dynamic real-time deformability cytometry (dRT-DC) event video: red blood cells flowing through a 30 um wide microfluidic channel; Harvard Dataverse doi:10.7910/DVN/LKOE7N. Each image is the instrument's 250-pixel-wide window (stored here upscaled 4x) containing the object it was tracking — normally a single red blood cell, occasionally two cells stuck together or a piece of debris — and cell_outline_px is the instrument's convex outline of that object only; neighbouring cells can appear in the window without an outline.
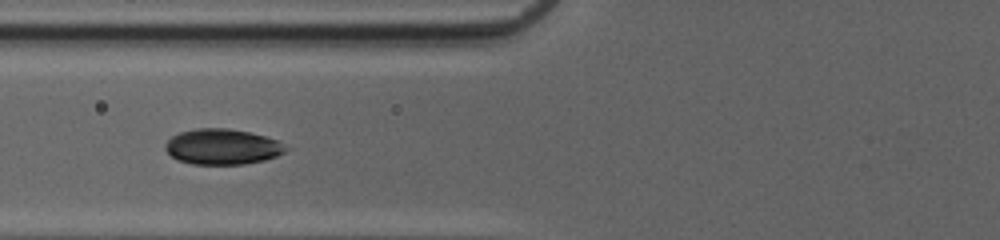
{"species": "common noctule bat (a hibernating species)", "species_latin": "Nyctalus noctula", "temperature_condition": "cold", "stored_images_in_passage": 35, "camera_frame_rate_fps": 3000, "um_per_image_px": 0.085, "animal": {"sex": "female", "body_mass_g": 20.0, "forearm_length_mm": 54.0}, "frame": {"image": 1, "passage_image": 7, "time_ms": 2.0, "image_size_px": [1000, 240], "cell_outline_px": [[292, 148], [276, 156], [264, 160], [244, 164], [192, 164], [176, 160], [164, 148], [164, 144], [172, 136], [180, 132], [196, 128], [228, 128], [248, 132], [264, 136], [276, 140]], "centroid_in_image_um": [18.89, 12.47], "position_along_channel_um": 106.9, "area_um2": 25.03}}
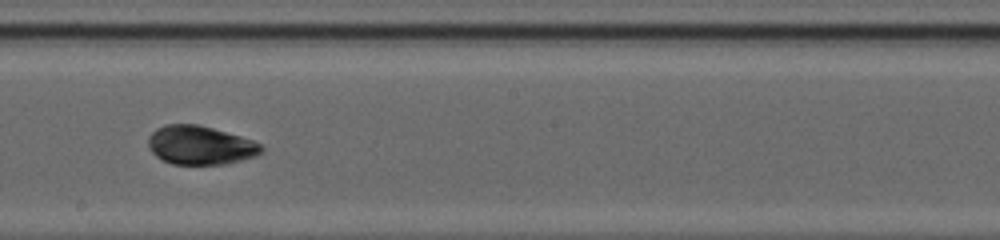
{"frame": {"image": 2, "passage_image": 16, "time_ms": 5.0, "image_size_px": [1000, 240], "cell_outline_px": [[264, 152], [256, 156], [224, 164], [172, 164], [156, 156], [152, 152], [148, 144], [148, 136], [156, 128], [164, 124], [196, 124], [212, 128], [240, 136], [252, 140], [260, 144], [264, 148]], "centroid_in_image_um": [17.02, 12.34], "position_along_channel_um": 231.2, "area_um2": 25.49}}
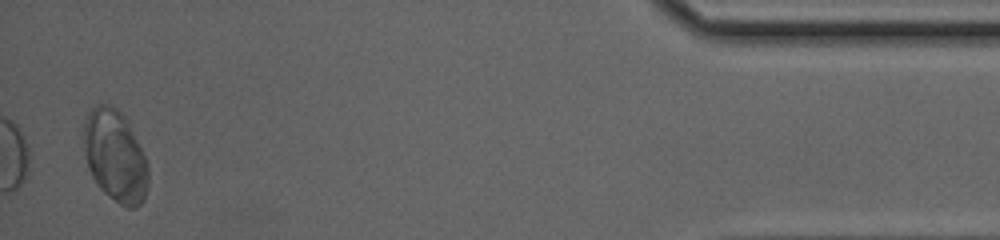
{"frame": {"image": 3, "passage_image": 35, "time_ms": 11.333, "image_size_px": [1000, 240], "cell_outline_px": [[148, 184], [144, 200], [136, 208], [128, 208], [120, 204], [104, 192], [96, 184], [88, 168], [84, 144], [84, 120], [88, 112], [96, 104], [112, 104], [124, 116], [148, 164]], "centroid_in_image_um": [9.78, 13.27], "position_along_channel_um": 425.4, "area_um2": 34.28}, "authors_computed_cell_mechanics": {"area_um2": 25.2586, "velocity_mm_per_s": 4.1279, "shape_relaxation_time_tau1_ms": 2.8408, "shape_relaxation_time_tau2_ms": 0.9054, "deformation_change_tau1": 0.0444, "deformation_change_tau2": 0.0486}}